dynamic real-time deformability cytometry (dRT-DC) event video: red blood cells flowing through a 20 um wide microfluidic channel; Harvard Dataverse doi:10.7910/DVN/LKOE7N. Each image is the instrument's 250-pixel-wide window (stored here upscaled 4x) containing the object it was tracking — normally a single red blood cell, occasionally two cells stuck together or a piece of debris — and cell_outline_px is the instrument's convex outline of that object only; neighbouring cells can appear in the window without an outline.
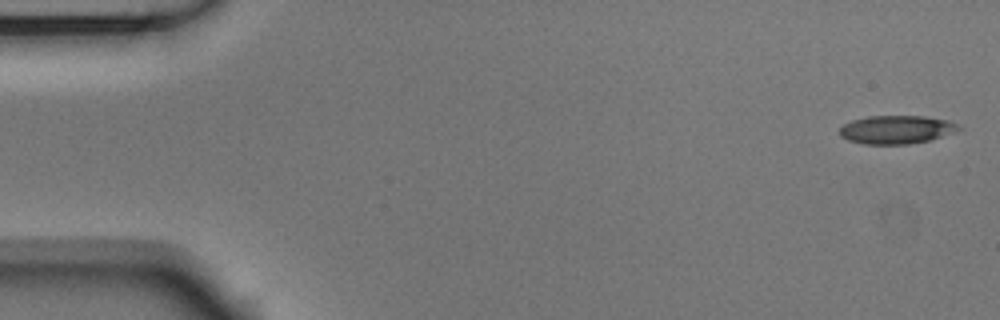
{"species": "Egyptian fruit bat (a non-hibernating species)", "species_latin": "Rousettus aegyptiacus", "temperature_condition": "room temperature", "stored_images_in_passage": 49, "camera_frame_rate_fps": 3000, "um_per_image_px": 0.085, "animal": {"sex": "male"}, "frame": {"image": 1, "passage_image": 1, "time_ms": 0.0, "image_size_px": [1000, 320], "cell_outline_px": [[964, 128], [956, 132], [928, 140], [908, 144], [864, 144], [848, 140], [840, 136], [840, 128], [844, 124], [852, 120], [868, 116], [924, 116], [948, 120], [960, 124]], "centroid_in_image_um": [76.24, 11.01], "position_along_channel_um": 8.8, "area_um2": 19.77}}
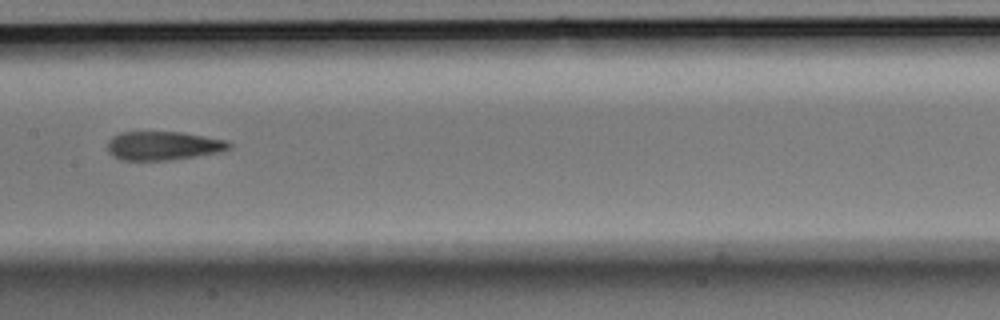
{"frame": {"image": 2, "passage_image": 26, "time_ms": 8.333, "image_size_px": [1000, 320], "cell_outline_px": [[232, 148], [220, 152], [172, 160], [120, 160], [112, 156], [108, 152], [108, 140], [112, 136], [120, 132], [180, 132], [228, 140], [232, 144]], "centroid_in_image_um": [13.88, 12.39], "position_along_channel_um": 193.5, "area_um2": 20.58}}
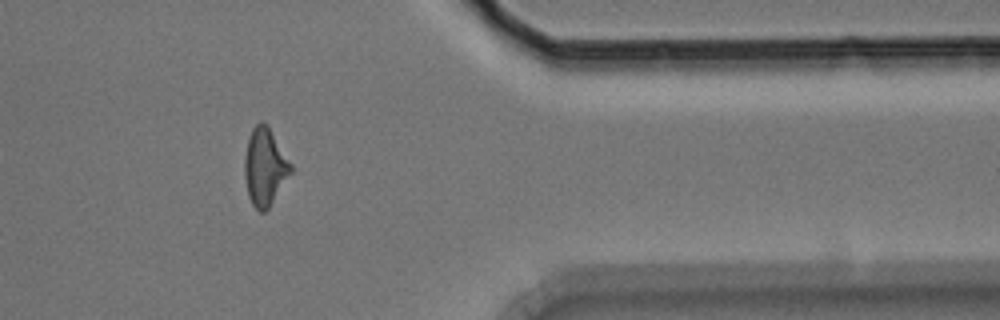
{"frame": {"image": 3, "passage_image": 43, "time_ms": 14.0, "image_size_px": [1000, 320], "cell_outline_px": [[292, 172], [268, 208], [264, 212], [260, 212], [252, 204], [248, 196], [244, 176], [244, 156], [248, 136], [252, 128], [260, 120], [268, 124], [292, 164]], "centroid_in_image_um": [22.5, 14.14], "position_along_channel_um": 388.9, "area_um2": 21.1}, "authors_computed_cell_mechanics": {"area_um2": 20.4034, "velocity_mm_per_s": 3.7765, "shape_relaxation_time_tau1_ms": null, "shape_relaxation_time_tau2_ms": 1.4555, "deformation_change_tau1": null, "deformation_change_tau2": 0.1074}}